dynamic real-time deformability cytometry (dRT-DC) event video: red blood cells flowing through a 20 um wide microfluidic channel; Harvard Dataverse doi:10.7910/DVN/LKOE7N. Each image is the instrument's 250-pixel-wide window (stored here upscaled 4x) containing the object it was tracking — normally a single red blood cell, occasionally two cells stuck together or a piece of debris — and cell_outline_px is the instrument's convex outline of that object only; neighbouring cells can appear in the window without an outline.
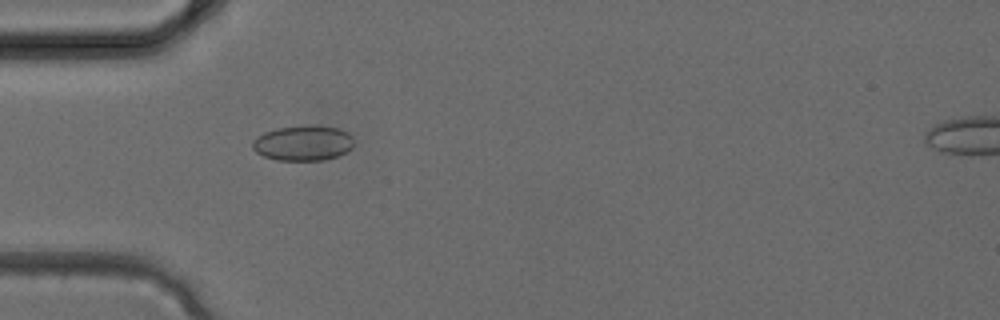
{"species": "common noctule bat (a hibernating species)", "species_latin": "Nyctalus noctula", "temperature_condition": "cold", "stored_images_in_passage": 1, "camera_frame_rate_fps": 3000, "um_per_image_px": 0.085, "animal": {"sex": "female", "body_mass_g": 24.6, "forearm_length_mm": 56.2}, "frame": {"image": 1, "passage_image": 1, "time_ms": 0.0, "image_size_px": [1000, 320], "cell_outline_px": [[352, 148], [348, 152], [324, 160], [276, 160], [264, 156], [256, 152], [252, 148], [252, 140], [256, 136], [264, 132], [276, 128], [304, 124], [316, 124], [340, 128], [348, 132], [352, 136]], "centroid_in_image_um": [25.76, 12.13], "position_along_channel_um": 59.2, "area_um2": 21.33}}